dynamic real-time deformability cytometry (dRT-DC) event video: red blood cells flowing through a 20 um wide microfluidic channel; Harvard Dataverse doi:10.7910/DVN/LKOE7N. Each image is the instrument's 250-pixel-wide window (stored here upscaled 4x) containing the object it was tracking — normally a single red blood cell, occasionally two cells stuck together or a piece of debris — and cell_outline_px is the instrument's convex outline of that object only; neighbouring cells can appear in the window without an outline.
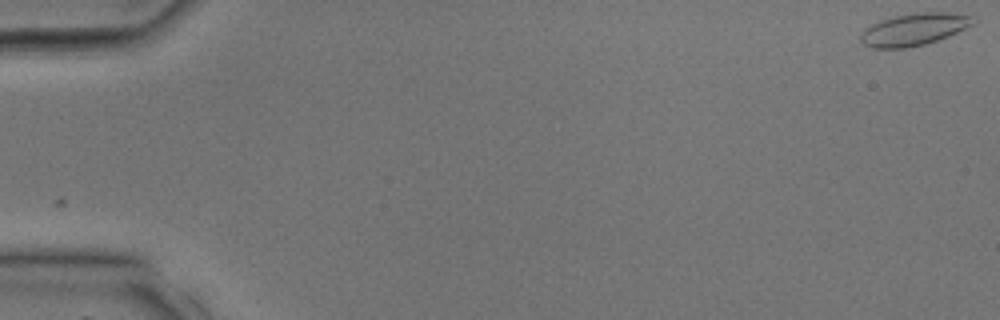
{"species": "common noctule bat (a hibernating species)", "species_latin": "Nyctalus noctula", "temperature_condition": "room temperature", "stored_images_in_passage": 3, "camera_frame_rate_fps": 3000, "um_per_image_px": 0.085, "animal": {"sex": "male", "body_mass_g": 17.9, "forearm_length_mm": 54.2}, "frame": {"image": 1, "passage_image": 1, "time_ms": 0.0, "image_size_px": [1000, 320], "cell_outline_px": [[972, 24], [948, 36], [924, 44], [908, 48], [872, 48], [864, 44], [860, 40], [860, 36], [864, 28], [880, 20], [896, 16], [916, 12], [956, 12], [968, 16]], "centroid_in_image_um": [77.61, 2.5], "position_along_channel_um": 7.4, "area_um2": 20.75}}